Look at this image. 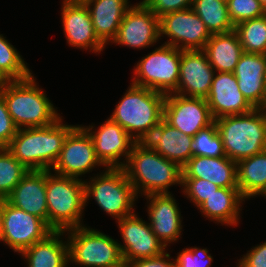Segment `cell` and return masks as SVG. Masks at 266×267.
I'll use <instances>...</instances> for the list:
<instances>
[{
    "instance_id": "obj_20",
    "label": "cell",
    "mask_w": 266,
    "mask_h": 267,
    "mask_svg": "<svg viewBox=\"0 0 266 267\" xmlns=\"http://www.w3.org/2000/svg\"><path fill=\"white\" fill-rule=\"evenodd\" d=\"M213 119L239 115L255 109L239 90L233 72H215L206 98Z\"/></svg>"
},
{
    "instance_id": "obj_46",
    "label": "cell",
    "mask_w": 266,
    "mask_h": 267,
    "mask_svg": "<svg viewBox=\"0 0 266 267\" xmlns=\"http://www.w3.org/2000/svg\"><path fill=\"white\" fill-rule=\"evenodd\" d=\"M69 1H72V2H85L86 0H69Z\"/></svg>"
},
{
    "instance_id": "obj_36",
    "label": "cell",
    "mask_w": 266,
    "mask_h": 267,
    "mask_svg": "<svg viewBox=\"0 0 266 267\" xmlns=\"http://www.w3.org/2000/svg\"><path fill=\"white\" fill-rule=\"evenodd\" d=\"M181 191L197 208L220 187L201 178H182Z\"/></svg>"
},
{
    "instance_id": "obj_7",
    "label": "cell",
    "mask_w": 266,
    "mask_h": 267,
    "mask_svg": "<svg viewBox=\"0 0 266 267\" xmlns=\"http://www.w3.org/2000/svg\"><path fill=\"white\" fill-rule=\"evenodd\" d=\"M85 207L92 197L116 222L135 212L138 196L123 168H104L89 181L84 180Z\"/></svg>"
},
{
    "instance_id": "obj_33",
    "label": "cell",
    "mask_w": 266,
    "mask_h": 267,
    "mask_svg": "<svg viewBox=\"0 0 266 267\" xmlns=\"http://www.w3.org/2000/svg\"><path fill=\"white\" fill-rule=\"evenodd\" d=\"M0 70L11 80H22L33 74L17 48L3 34H0Z\"/></svg>"
},
{
    "instance_id": "obj_26",
    "label": "cell",
    "mask_w": 266,
    "mask_h": 267,
    "mask_svg": "<svg viewBox=\"0 0 266 267\" xmlns=\"http://www.w3.org/2000/svg\"><path fill=\"white\" fill-rule=\"evenodd\" d=\"M245 199L239 188H222L214 191L198 209L207 220L226 226H236L240 221V211Z\"/></svg>"
},
{
    "instance_id": "obj_18",
    "label": "cell",
    "mask_w": 266,
    "mask_h": 267,
    "mask_svg": "<svg viewBox=\"0 0 266 267\" xmlns=\"http://www.w3.org/2000/svg\"><path fill=\"white\" fill-rule=\"evenodd\" d=\"M61 18L67 43L78 49L101 53L105 46L95 35L89 9L83 2L62 0Z\"/></svg>"
},
{
    "instance_id": "obj_23",
    "label": "cell",
    "mask_w": 266,
    "mask_h": 267,
    "mask_svg": "<svg viewBox=\"0 0 266 267\" xmlns=\"http://www.w3.org/2000/svg\"><path fill=\"white\" fill-rule=\"evenodd\" d=\"M182 178H201L222 188H238L236 162L226 156H192L182 167Z\"/></svg>"
},
{
    "instance_id": "obj_19",
    "label": "cell",
    "mask_w": 266,
    "mask_h": 267,
    "mask_svg": "<svg viewBox=\"0 0 266 267\" xmlns=\"http://www.w3.org/2000/svg\"><path fill=\"white\" fill-rule=\"evenodd\" d=\"M145 198L149 203L146 210L152 232L166 248L171 243L178 242L182 235L183 218L173 194H150Z\"/></svg>"
},
{
    "instance_id": "obj_21",
    "label": "cell",
    "mask_w": 266,
    "mask_h": 267,
    "mask_svg": "<svg viewBox=\"0 0 266 267\" xmlns=\"http://www.w3.org/2000/svg\"><path fill=\"white\" fill-rule=\"evenodd\" d=\"M239 90L254 107L264 109L266 103V54L243 53L233 72Z\"/></svg>"
},
{
    "instance_id": "obj_2",
    "label": "cell",
    "mask_w": 266,
    "mask_h": 267,
    "mask_svg": "<svg viewBox=\"0 0 266 267\" xmlns=\"http://www.w3.org/2000/svg\"><path fill=\"white\" fill-rule=\"evenodd\" d=\"M60 117L45 127L18 129L6 149L28 170H51L57 162L67 135L76 125Z\"/></svg>"
},
{
    "instance_id": "obj_47",
    "label": "cell",
    "mask_w": 266,
    "mask_h": 267,
    "mask_svg": "<svg viewBox=\"0 0 266 267\" xmlns=\"http://www.w3.org/2000/svg\"><path fill=\"white\" fill-rule=\"evenodd\" d=\"M262 196L266 198V191L263 193V195H262Z\"/></svg>"
},
{
    "instance_id": "obj_38",
    "label": "cell",
    "mask_w": 266,
    "mask_h": 267,
    "mask_svg": "<svg viewBox=\"0 0 266 267\" xmlns=\"http://www.w3.org/2000/svg\"><path fill=\"white\" fill-rule=\"evenodd\" d=\"M18 128L11 118L6 102L0 93V148H6L17 134Z\"/></svg>"
},
{
    "instance_id": "obj_17",
    "label": "cell",
    "mask_w": 266,
    "mask_h": 267,
    "mask_svg": "<svg viewBox=\"0 0 266 267\" xmlns=\"http://www.w3.org/2000/svg\"><path fill=\"white\" fill-rule=\"evenodd\" d=\"M214 74L203 50H181L179 81L173 93L206 99Z\"/></svg>"
},
{
    "instance_id": "obj_30",
    "label": "cell",
    "mask_w": 266,
    "mask_h": 267,
    "mask_svg": "<svg viewBox=\"0 0 266 267\" xmlns=\"http://www.w3.org/2000/svg\"><path fill=\"white\" fill-rule=\"evenodd\" d=\"M191 8L203 21L211 35L234 30L228 14L227 2L223 0H193Z\"/></svg>"
},
{
    "instance_id": "obj_3",
    "label": "cell",
    "mask_w": 266,
    "mask_h": 267,
    "mask_svg": "<svg viewBox=\"0 0 266 267\" xmlns=\"http://www.w3.org/2000/svg\"><path fill=\"white\" fill-rule=\"evenodd\" d=\"M165 94L130 83L109 117L135 142H144L164 116Z\"/></svg>"
},
{
    "instance_id": "obj_9",
    "label": "cell",
    "mask_w": 266,
    "mask_h": 267,
    "mask_svg": "<svg viewBox=\"0 0 266 267\" xmlns=\"http://www.w3.org/2000/svg\"><path fill=\"white\" fill-rule=\"evenodd\" d=\"M180 60L181 50L162 44L137 62L131 83L165 95L173 93L178 86Z\"/></svg>"
},
{
    "instance_id": "obj_29",
    "label": "cell",
    "mask_w": 266,
    "mask_h": 267,
    "mask_svg": "<svg viewBox=\"0 0 266 267\" xmlns=\"http://www.w3.org/2000/svg\"><path fill=\"white\" fill-rule=\"evenodd\" d=\"M237 184L245 200L266 191V150L236 162Z\"/></svg>"
},
{
    "instance_id": "obj_32",
    "label": "cell",
    "mask_w": 266,
    "mask_h": 267,
    "mask_svg": "<svg viewBox=\"0 0 266 267\" xmlns=\"http://www.w3.org/2000/svg\"><path fill=\"white\" fill-rule=\"evenodd\" d=\"M27 172L6 148H0V200L10 195Z\"/></svg>"
},
{
    "instance_id": "obj_10",
    "label": "cell",
    "mask_w": 266,
    "mask_h": 267,
    "mask_svg": "<svg viewBox=\"0 0 266 267\" xmlns=\"http://www.w3.org/2000/svg\"><path fill=\"white\" fill-rule=\"evenodd\" d=\"M4 244L17 253L43 240L53 230L39 217L0 200Z\"/></svg>"
},
{
    "instance_id": "obj_11",
    "label": "cell",
    "mask_w": 266,
    "mask_h": 267,
    "mask_svg": "<svg viewBox=\"0 0 266 267\" xmlns=\"http://www.w3.org/2000/svg\"><path fill=\"white\" fill-rule=\"evenodd\" d=\"M160 39L163 44L179 50H203L211 34L192 8L165 14L159 18Z\"/></svg>"
},
{
    "instance_id": "obj_15",
    "label": "cell",
    "mask_w": 266,
    "mask_h": 267,
    "mask_svg": "<svg viewBox=\"0 0 266 267\" xmlns=\"http://www.w3.org/2000/svg\"><path fill=\"white\" fill-rule=\"evenodd\" d=\"M81 126L91 136L96 156L106 168L125 166L135 140L118 123L107 118L97 130L95 125Z\"/></svg>"
},
{
    "instance_id": "obj_16",
    "label": "cell",
    "mask_w": 266,
    "mask_h": 267,
    "mask_svg": "<svg viewBox=\"0 0 266 267\" xmlns=\"http://www.w3.org/2000/svg\"><path fill=\"white\" fill-rule=\"evenodd\" d=\"M123 244L119 243L123 260L134 261L162 255L165 245L152 232L150 224L133 213L117 221Z\"/></svg>"
},
{
    "instance_id": "obj_24",
    "label": "cell",
    "mask_w": 266,
    "mask_h": 267,
    "mask_svg": "<svg viewBox=\"0 0 266 267\" xmlns=\"http://www.w3.org/2000/svg\"><path fill=\"white\" fill-rule=\"evenodd\" d=\"M157 153L183 167L193 156V137L183 134L164 119L144 141Z\"/></svg>"
},
{
    "instance_id": "obj_43",
    "label": "cell",
    "mask_w": 266,
    "mask_h": 267,
    "mask_svg": "<svg viewBox=\"0 0 266 267\" xmlns=\"http://www.w3.org/2000/svg\"><path fill=\"white\" fill-rule=\"evenodd\" d=\"M110 267H130L129 262L122 260L119 264Z\"/></svg>"
},
{
    "instance_id": "obj_31",
    "label": "cell",
    "mask_w": 266,
    "mask_h": 267,
    "mask_svg": "<svg viewBox=\"0 0 266 267\" xmlns=\"http://www.w3.org/2000/svg\"><path fill=\"white\" fill-rule=\"evenodd\" d=\"M244 53L266 54V15L234 26Z\"/></svg>"
},
{
    "instance_id": "obj_6",
    "label": "cell",
    "mask_w": 266,
    "mask_h": 267,
    "mask_svg": "<svg viewBox=\"0 0 266 267\" xmlns=\"http://www.w3.org/2000/svg\"><path fill=\"white\" fill-rule=\"evenodd\" d=\"M52 172L46 170L48 226L53 231H66L84 226V180Z\"/></svg>"
},
{
    "instance_id": "obj_39",
    "label": "cell",
    "mask_w": 266,
    "mask_h": 267,
    "mask_svg": "<svg viewBox=\"0 0 266 267\" xmlns=\"http://www.w3.org/2000/svg\"><path fill=\"white\" fill-rule=\"evenodd\" d=\"M159 18L165 14L191 8L193 0H141Z\"/></svg>"
},
{
    "instance_id": "obj_42",
    "label": "cell",
    "mask_w": 266,
    "mask_h": 267,
    "mask_svg": "<svg viewBox=\"0 0 266 267\" xmlns=\"http://www.w3.org/2000/svg\"><path fill=\"white\" fill-rule=\"evenodd\" d=\"M11 79L0 70V92L9 84Z\"/></svg>"
},
{
    "instance_id": "obj_35",
    "label": "cell",
    "mask_w": 266,
    "mask_h": 267,
    "mask_svg": "<svg viewBox=\"0 0 266 267\" xmlns=\"http://www.w3.org/2000/svg\"><path fill=\"white\" fill-rule=\"evenodd\" d=\"M227 7L234 26L266 15V9L259 0H228Z\"/></svg>"
},
{
    "instance_id": "obj_45",
    "label": "cell",
    "mask_w": 266,
    "mask_h": 267,
    "mask_svg": "<svg viewBox=\"0 0 266 267\" xmlns=\"http://www.w3.org/2000/svg\"><path fill=\"white\" fill-rule=\"evenodd\" d=\"M261 2V4L265 7L266 9V0H259Z\"/></svg>"
},
{
    "instance_id": "obj_40",
    "label": "cell",
    "mask_w": 266,
    "mask_h": 267,
    "mask_svg": "<svg viewBox=\"0 0 266 267\" xmlns=\"http://www.w3.org/2000/svg\"><path fill=\"white\" fill-rule=\"evenodd\" d=\"M237 261V267H266V241L252 247Z\"/></svg>"
},
{
    "instance_id": "obj_1",
    "label": "cell",
    "mask_w": 266,
    "mask_h": 267,
    "mask_svg": "<svg viewBox=\"0 0 266 267\" xmlns=\"http://www.w3.org/2000/svg\"><path fill=\"white\" fill-rule=\"evenodd\" d=\"M123 169L137 196L171 193V186L182 185V167L145 142L134 143Z\"/></svg>"
},
{
    "instance_id": "obj_13",
    "label": "cell",
    "mask_w": 266,
    "mask_h": 267,
    "mask_svg": "<svg viewBox=\"0 0 266 267\" xmlns=\"http://www.w3.org/2000/svg\"><path fill=\"white\" fill-rule=\"evenodd\" d=\"M163 119L183 134L192 137L214 122L205 98L176 93L165 95Z\"/></svg>"
},
{
    "instance_id": "obj_12",
    "label": "cell",
    "mask_w": 266,
    "mask_h": 267,
    "mask_svg": "<svg viewBox=\"0 0 266 267\" xmlns=\"http://www.w3.org/2000/svg\"><path fill=\"white\" fill-rule=\"evenodd\" d=\"M97 166L106 168L97 158L91 136L77 125L66 137L60 156L51 170L61 176L78 179Z\"/></svg>"
},
{
    "instance_id": "obj_4",
    "label": "cell",
    "mask_w": 266,
    "mask_h": 267,
    "mask_svg": "<svg viewBox=\"0 0 266 267\" xmlns=\"http://www.w3.org/2000/svg\"><path fill=\"white\" fill-rule=\"evenodd\" d=\"M0 93L18 129L45 127L61 117L57 107L37 85L34 74L22 80H11Z\"/></svg>"
},
{
    "instance_id": "obj_25",
    "label": "cell",
    "mask_w": 266,
    "mask_h": 267,
    "mask_svg": "<svg viewBox=\"0 0 266 267\" xmlns=\"http://www.w3.org/2000/svg\"><path fill=\"white\" fill-rule=\"evenodd\" d=\"M95 35L106 47L112 43L125 13L131 7L129 0H86Z\"/></svg>"
},
{
    "instance_id": "obj_14",
    "label": "cell",
    "mask_w": 266,
    "mask_h": 267,
    "mask_svg": "<svg viewBox=\"0 0 266 267\" xmlns=\"http://www.w3.org/2000/svg\"><path fill=\"white\" fill-rule=\"evenodd\" d=\"M159 40V17L140 1L125 13L112 44L145 49Z\"/></svg>"
},
{
    "instance_id": "obj_37",
    "label": "cell",
    "mask_w": 266,
    "mask_h": 267,
    "mask_svg": "<svg viewBox=\"0 0 266 267\" xmlns=\"http://www.w3.org/2000/svg\"><path fill=\"white\" fill-rule=\"evenodd\" d=\"M206 248L188 247L177 253L175 267H211L213 257Z\"/></svg>"
},
{
    "instance_id": "obj_5",
    "label": "cell",
    "mask_w": 266,
    "mask_h": 267,
    "mask_svg": "<svg viewBox=\"0 0 266 267\" xmlns=\"http://www.w3.org/2000/svg\"><path fill=\"white\" fill-rule=\"evenodd\" d=\"M226 157L238 162L266 150V110L255 108L214 120Z\"/></svg>"
},
{
    "instance_id": "obj_41",
    "label": "cell",
    "mask_w": 266,
    "mask_h": 267,
    "mask_svg": "<svg viewBox=\"0 0 266 267\" xmlns=\"http://www.w3.org/2000/svg\"><path fill=\"white\" fill-rule=\"evenodd\" d=\"M174 259L170 257L169 252L165 251L162 255L156 257L130 261L129 265L130 267H175Z\"/></svg>"
},
{
    "instance_id": "obj_27",
    "label": "cell",
    "mask_w": 266,
    "mask_h": 267,
    "mask_svg": "<svg viewBox=\"0 0 266 267\" xmlns=\"http://www.w3.org/2000/svg\"><path fill=\"white\" fill-rule=\"evenodd\" d=\"M65 231H52L43 240L20 254L28 267H68V245L61 236Z\"/></svg>"
},
{
    "instance_id": "obj_28",
    "label": "cell",
    "mask_w": 266,
    "mask_h": 267,
    "mask_svg": "<svg viewBox=\"0 0 266 267\" xmlns=\"http://www.w3.org/2000/svg\"><path fill=\"white\" fill-rule=\"evenodd\" d=\"M215 72H234L244 53L238 35L234 30L212 34L203 49Z\"/></svg>"
},
{
    "instance_id": "obj_44",
    "label": "cell",
    "mask_w": 266,
    "mask_h": 267,
    "mask_svg": "<svg viewBox=\"0 0 266 267\" xmlns=\"http://www.w3.org/2000/svg\"><path fill=\"white\" fill-rule=\"evenodd\" d=\"M0 241H2L4 243L3 228H2L1 219H0Z\"/></svg>"
},
{
    "instance_id": "obj_8",
    "label": "cell",
    "mask_w": 266,
    "mask_h": 267,
    "mask_svg": "<svg viewBox=\"0 0 266 267\" xmlns=\"http://www.w3.org/2000/svg\"><path fill=\"white\" fill-rule=\"evenodd\" d=\"M68 263L84 267H110L119 264L122 253L119 242L97 229L84 225L65 231Z\"/></svg>"
},
{
    "instance_id": "obj_22",
    "label": "cell",
    "mask_w": 266,
    "mask_h": 267,
    "mask_svg": "<svg viewBox=\"0 0 266 267\" xmlns=\"http://www.w3.org/2000/svg\"><path fill=\"white\" fill-rule=\"evenodd\" d=\"M6 200L11 205L41 218L48 225L46 170H28Z\"/></svg>"
},
{
    "instance_id": "obj_34",
    "label": "cell",
    "mask_w": 266,
    "mask_h": 267,
    "mask_svg": "<svg viewBox=\"0 0 266 267\" xmlns=\"http://www.w3.org/2000/svg\"><path fill=\"white\" fill-rule=\"evenodd\" d=\"M193 156L224 157L222 138L213 122L193 136Z\"/></svg>"
}]
</instances>
